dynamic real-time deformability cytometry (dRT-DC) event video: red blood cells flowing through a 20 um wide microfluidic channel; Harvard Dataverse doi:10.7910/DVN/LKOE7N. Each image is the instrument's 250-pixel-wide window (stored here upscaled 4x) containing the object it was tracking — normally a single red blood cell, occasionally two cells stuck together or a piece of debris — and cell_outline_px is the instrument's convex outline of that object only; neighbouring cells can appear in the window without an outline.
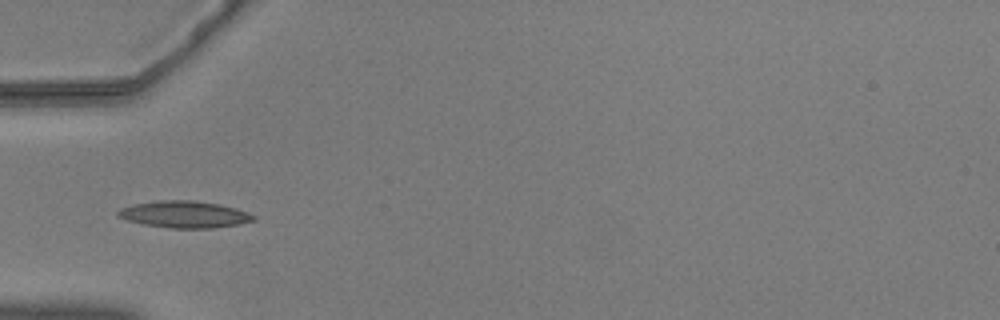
{"species": "common noctule bat (a hibernating species)", "species_latin": "Nyctalus noctula", "temperature_condition": "warm", "stored_images_in_passage": 38, "camera_frame_rate_fps": 3000, "um_per_image_px": 0.085, "animal": {"sex": "male", "body_mass_g": 20.5, "forearm_length_mm": 52.5}, "frame": {"image": 1, "passage_image": 1, "time_ms": 0.0, "image_size_px": [1000, 320], "cell_outline_px": [[256, 220], [240, 224], [212, 228], [168, 228], [144, 224], [128, 220], [116, 216], [116, 212], [120, 208], [136, 204], [160, 200], [192, 200], [220, 204], [236, 208], [248, 212], [256, 216]], "centroid_in_image_um": [15.71, 18.22], "position_along_channel_um": 69.3, "area_um2": 21.21}}
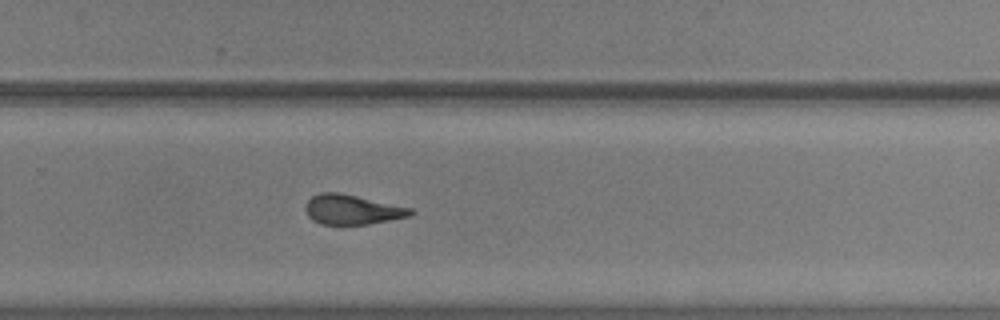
{"frame": {"image": 2, "passage_image": 20, "time_ms": 6.333, "image_size_px": [1000, 320], "cell_outline_px": [[416, 212], [412, 216], [368, 224], [320, 224], [312, 220], [308, 216], [304, 208], [304, 204], [312, 196], [320, 192], [336, 192], [356, 196], [412, 208]], "centroid_in_image_um": [29.92, 17.82], "position_along_channel_um": 299.9, "area_um2": 18.26}}
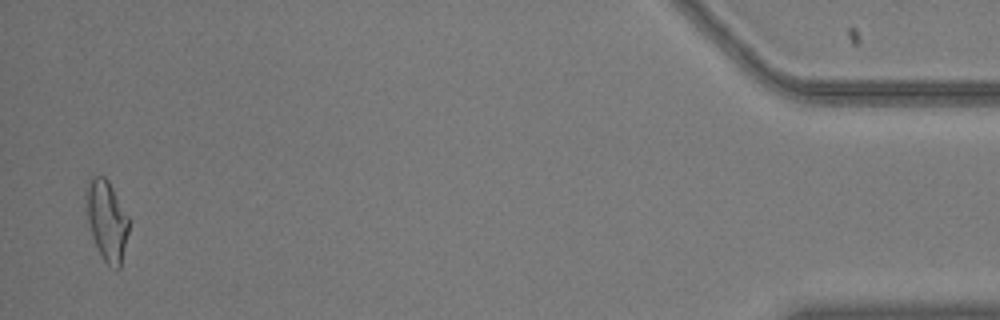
{"frame": {"image": 3, "passage_image": 37, "time_ms": 12.0, "image_size_px": [1000, 320], "cell_outline_px": [[128, 232], [120, 268], [116, 268], [108, 264], [104, 260], [92, 236], [88, 220], [88, 176], [104, 176], [108, 180], [128, 216]], "centroid_in_image_um": [9.1, 18.73], "position_along_channel_um": 426.1, "area_um2": 19.13}, "authors_computed_cell_mechanics": {"area_um2": 19.074, "velocity_mm_per_s": 3.6474, "shape_relaxation_time_tau1_ms": null, "shape_relaxation_time_tau2_ms": 2.0767, "deformation_change_tau1": null, "deformation_change_tau2": 0.1107}}